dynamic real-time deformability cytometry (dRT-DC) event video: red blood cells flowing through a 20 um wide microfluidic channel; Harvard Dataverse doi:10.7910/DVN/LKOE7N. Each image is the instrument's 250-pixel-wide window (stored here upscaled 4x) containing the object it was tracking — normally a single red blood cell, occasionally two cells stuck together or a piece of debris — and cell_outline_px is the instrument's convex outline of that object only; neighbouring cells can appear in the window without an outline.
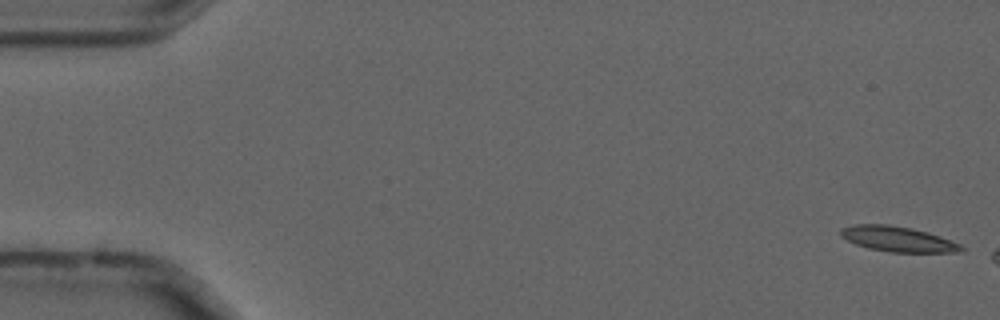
{"species": "common noctule bat (a hibernating species)", "species_latin": "Nyctalus noctula", "temperature_condition": "cold", "stored_images_in_passage": 50, "camera_frame_rate_fps": 3000, "um_per_image_px": 0.085, "animal": {"sex": "male", "forearm_length_mm": 52.5}, "frame": {"image": 1, "passage_image": 1, "time_ms": 0.0, "image_size_px": [1000, 320], "cell_outline_px": [[964, 248], [956, 252], [888, 252], [868, 248], [856, 244], [840, 236], [840, 228], [852, 224], [888, 224], [912, 228], [928, 232], [940, 236], [960, 244]], "centroid_in_image_um": [76.26, 20.31], "position_along_channel_um": 8.7, "area_um2": 17.74}}
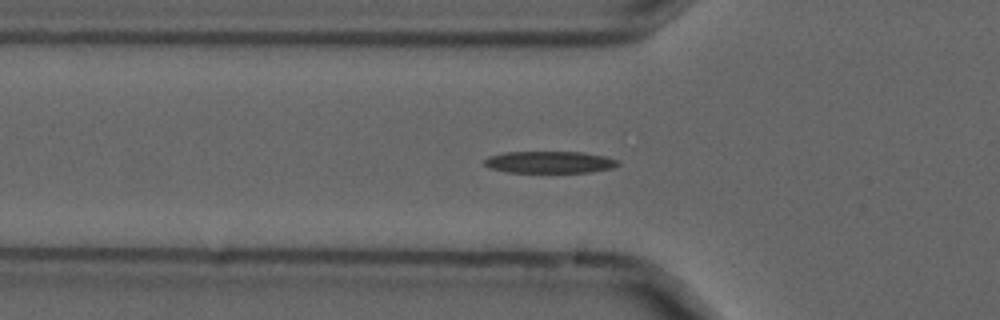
{"frame": {"image": 2, "passage_image": 18, "time_ms": 5.667, "image_size_px": [1000, 320], "cell_outline_px": [[620, 164], [612, 168], [592, 172], [508, 172], [488, 168], [484, 164], [484, 160], [488, 156], [504, 152], [580, 152], [604, 156], [620, 160]], "centroid_in_image_um": [46.71, 13.78], "position_along_channel_um": 79.1, "area_um2": 17.11}}
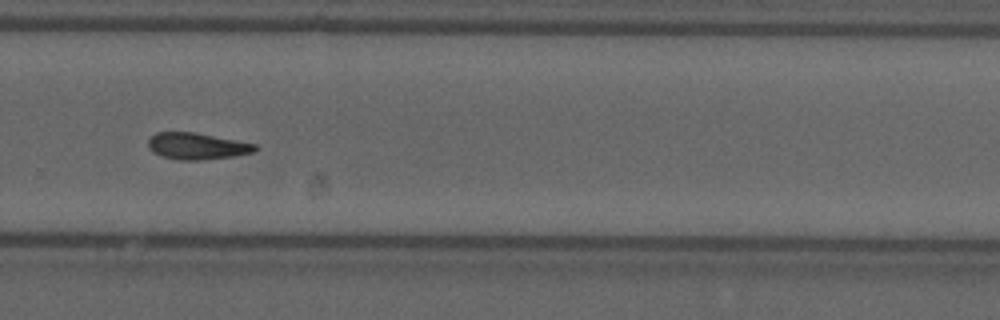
{"frame": {"image": 3, "passage_image": 37, "time_ms": 12.0, "image_size_px": [1000, 320], "cell_outline_px": [[256, 148], [252, 152], [232, 156], [204, 160], [180, 160], [160, 156], [152, 152], [148, 148], [148, 140], [156, 132], [196, 132], [256, 144]], "centroid_in_image_um": [16.69, 12.42], "position_along_channel_um": 313.1, "area_um2": 16.53}, "authors_computed_cell_mechanics": {"area_um2": 17.1088, "velocity_mm_per_s": 3.6986, "shape_relaxation_time_tau1_ms": 10.176, "shape_relaxation_time_tau2_ms": null, "deformation_change_tau1": 0.2358, "deformation_change_tau2": null}}